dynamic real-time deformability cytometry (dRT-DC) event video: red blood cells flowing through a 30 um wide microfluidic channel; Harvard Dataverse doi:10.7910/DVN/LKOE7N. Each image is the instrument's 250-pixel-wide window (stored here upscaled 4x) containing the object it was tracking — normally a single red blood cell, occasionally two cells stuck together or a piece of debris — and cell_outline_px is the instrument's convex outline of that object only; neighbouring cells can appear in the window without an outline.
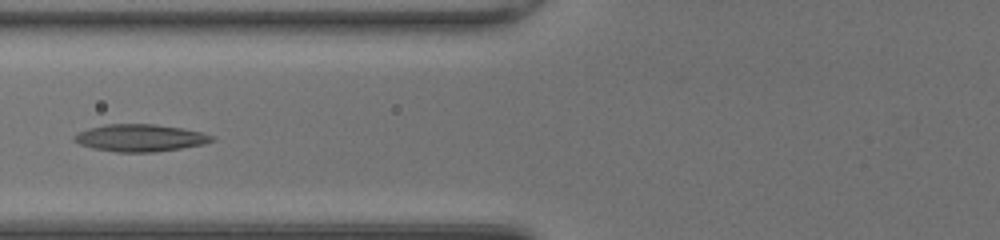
{"species": "common noctule bat (a hibernating species)", "species_latin": "Nyctalus noctula", "temperature_condition": "room temperature", "stored_images_in_passage": 48, "camera_frame_rate_fps": 3000, "um_per_image_px": 0.085, "animal": {"sex": "female", "body_mass_g": 20.0, "forearm_length_mm": 54.0}, "frame": {"image": 1, "passage_image": 20, "time_ms": 6.333, "image_size_px": [1000, 240], "cell_outline_px": [[216, 140], [204, 144], [180, 148], [152, 152], [116, 152], [92, 148], [80, 144], [72, 140], [72, 136], [76, 132], [88, 128], [104, 124], [156, 124], [180, 128], [200, 132], [216, 136]], "centroid_in_image_um": [11.87, 11.71], "position_along_channel_um": 113.9, "area_um2": 21.96}}
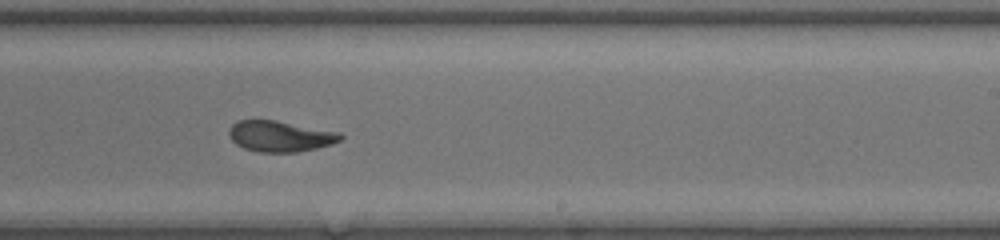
{"frame": {"image": 2, "passage_image": 31, "time_ms": 10.0, "image_size_px": [1000, 240], "cell_outline_px": [[344, 136], [340, 140], [332, 144], [316, 148], [296, 152], [260, 152], [244, 148], [236, 144], [228, 136], [228, 128], [236, 120], [276, 120], [340, 132]], "centroid_in_image_um": [23.79, 11.57], "position_along_channel_um": 265.2, "area_um2": 20.17}}
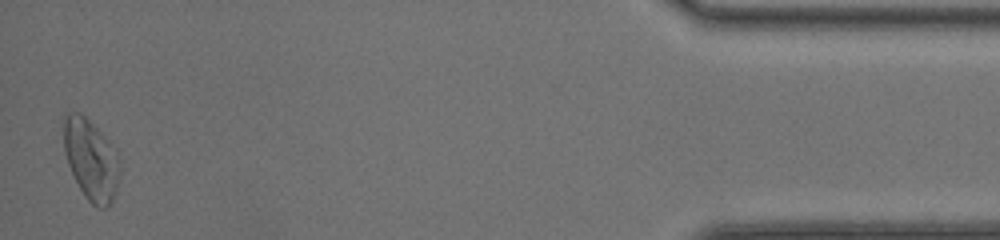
{"frame": {"image": 3, "passage_image": 48, "time_ms": 15.667, "image_size_px": [1000, 240], "cell_outline_px": [[120, 172], [112, 200], [108, 208], [96, 208], [84, 196], [68, 164], [64, 152], [64, 112], [80, 112], [108, 140], [116, 152], [120, 160]], "centroid_in_image_um": [7.73, 13.57], "position_along_channel_um": 427.5, "area_um2": 26.18}, "authors_computed_cell_mechanics": {"area_um2": 21.1259, "velocity_mm_per_s": 4.1316, "shape_relaxation_time_tau1_ms": 8.6882, "shape_relaxation_time_tau2_ms": 1.8091, "deformation_change_tau1": 0.2643, "deformation_change_tau2": 0.083}}